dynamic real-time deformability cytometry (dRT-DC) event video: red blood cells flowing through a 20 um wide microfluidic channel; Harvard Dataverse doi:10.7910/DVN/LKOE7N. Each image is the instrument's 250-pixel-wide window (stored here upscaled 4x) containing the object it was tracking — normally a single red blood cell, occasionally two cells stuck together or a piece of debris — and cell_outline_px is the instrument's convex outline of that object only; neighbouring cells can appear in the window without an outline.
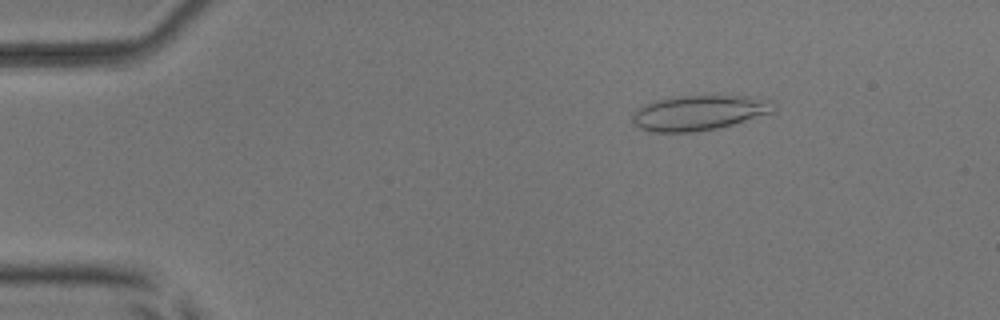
{"species": "common noctule bat (a hibernating species)", "species_latin": "Nyctalus noctula", "temperature_condition": "room temperature", "stored_images_in_passage": 53, "camera_frame_rate_fps": 3000, "um_per_image_px": 0.085, "animal": {"sex": "male", "body_mass_g": 17.9, "forearm_length_mm": 54.2}, "frame": {"image": 1, "passage_image": 8, "time_ms": 2.333, "image_size_px": [1000, 320], "cell_outline_px": [[776, 108], [772, 112], [720, 128], [696, 132], [648, 132], [640, 128], [632, 120], [632, 116], [644, 104], [652, 100], [680, 96], [748, 96], [772, 100], [776, 104]], "centroid_in_image_um": [59.43, 9.59], "position_along_channel_um": 25.6, "area_um2": 28.9}}
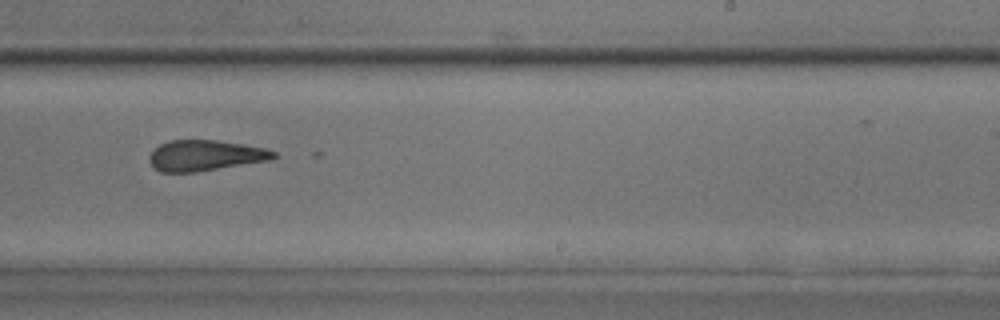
{"frame": {"image": 2, "passage_image": 33, "time_ms": 10.667, "image_size_px": [1000, 320], "cell_outline_px": [[276, 156], [272, 160], [196, 172], [160, 172], [148, 160], [148, 156], [160, 144], [168, 140], [216, 140], [264, 148], [276, 152]], "centroid_in_image_um": [17.44, 13.22], "position_along_channel_um": 271.6, "area_um2": 22.14}}
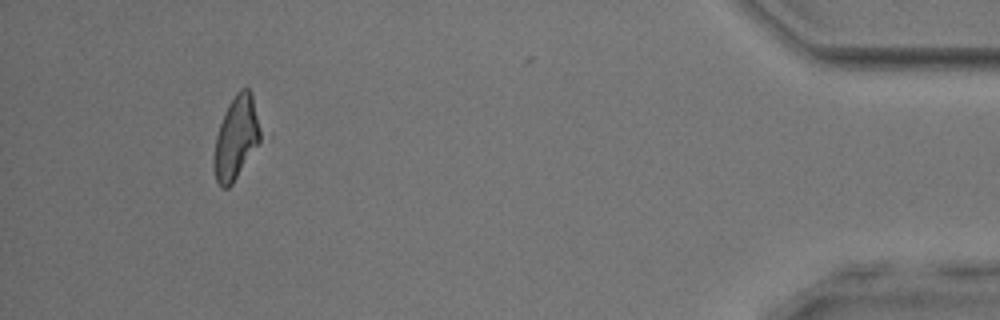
{"frame": {"image": 3, "passage_image": 49, "time_ms": 16.0, "image_size_px": [1000, 320], "cell_outline_px": [[272, 136], [232, 184], [228, 188], [220, 188], [216, 180], [216, 136], [220, 124], [228, 104], [236, 92], [240, 88], [248, 88]], "centroid_in_image_um": [20.33, 11.69], "position_along_channel_um": 414.9, "area_um2": 24.68}, "authors_computed_cell_mechanics": {"area_um2": 24.6806, "velocity_mm_per_s": 3.888, "shape_relaxation_time_tau1_ms": null, "shape_relaxation_time_tau2_ms": 2.745, "deformation_change_tau1": null, "deformation_change_tau2": 0.1328}}